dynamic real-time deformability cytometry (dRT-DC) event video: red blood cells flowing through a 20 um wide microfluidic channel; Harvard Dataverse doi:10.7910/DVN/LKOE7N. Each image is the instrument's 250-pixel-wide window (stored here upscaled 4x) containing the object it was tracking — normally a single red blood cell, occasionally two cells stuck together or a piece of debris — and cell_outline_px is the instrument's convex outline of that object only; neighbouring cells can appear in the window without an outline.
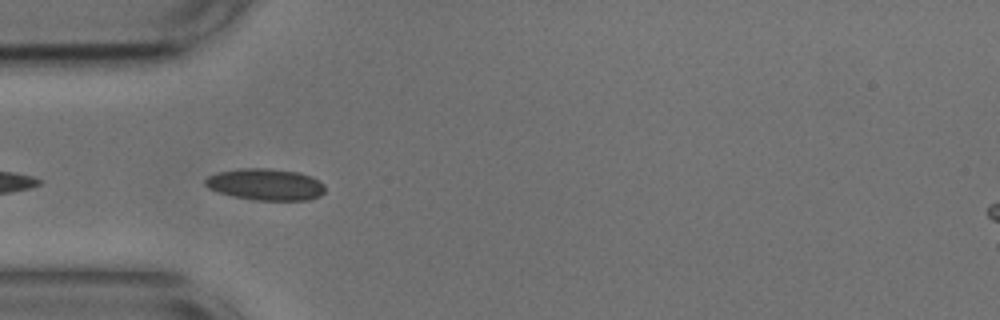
{"species": "common noctule bat (a hibernating species)", "species_latin": "Nyctalus noctula", "temperature_condition": "cold", "stored_images_in_passage": 7, "camera_frame_rate_fps": 3000, "um_per_image_px": 0.085, "animal": {"sex": "male", "body_mass_g": 17.9, "forearm_length_mm": 54.2}, "frame": {"image": 1, "passage_image": 3, "time_ms": 0.667, "image_size_px": [1000, 320], "cell_outline_px": [[324, 192], [320, 196], [308, 200], [256, 200], [232, 196], [208, 188], [204, 184], [204, 180], [208, 176], [220, 172], [240, 168], [268, 168], [300, 172], [312, 176], [324, 184]], "centroid_in_image_um": [22.59, 15.67], "position_along_channel_um": 62.4, "area_um2": 22.14}}